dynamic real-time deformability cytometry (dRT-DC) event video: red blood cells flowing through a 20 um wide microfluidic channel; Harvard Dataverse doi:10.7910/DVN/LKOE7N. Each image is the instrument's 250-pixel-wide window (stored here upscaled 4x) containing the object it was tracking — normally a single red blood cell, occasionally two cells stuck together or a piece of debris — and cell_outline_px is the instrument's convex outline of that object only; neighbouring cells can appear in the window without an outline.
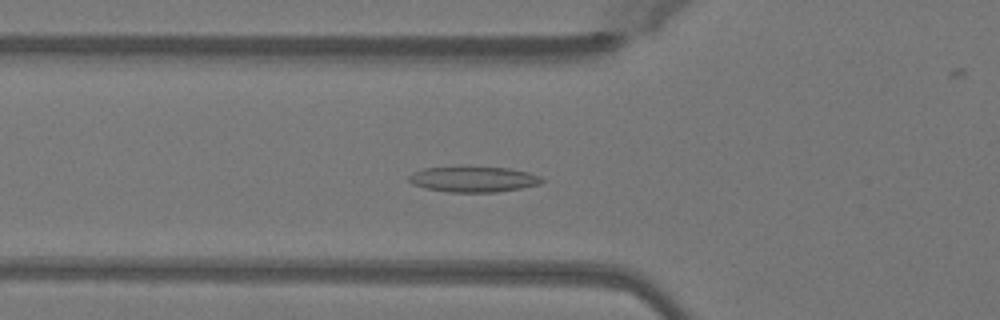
{"species": "Egyptian fruit bat (a non-hibernating species)", "species_latin": "Rousettus aegyptiacus", "temperature_condition": "warm", "stored_images_in_passage": 50, "camera_frame_rate_fps": 3000, "um_per_image_px": 0.085, "animal": {"sex": "female"}, "frame": {"image": 1, "passage_image": 18, "time_ms": 5.667, "image_size_px": [1000, 320], "cell_outline_px": [[544, 180], [540, 184], [520, 188], [496, 192], [448, 192], [424, 188], [412, 184], [408, 180], [408, 176], [412, 172], [424, 168], [508, 168], [528, 172], [540, 176]], "centroid_in_image_um": [40.22, 15.25], "position_along_channel_um": 85.6, "area_um2": 19.48}}
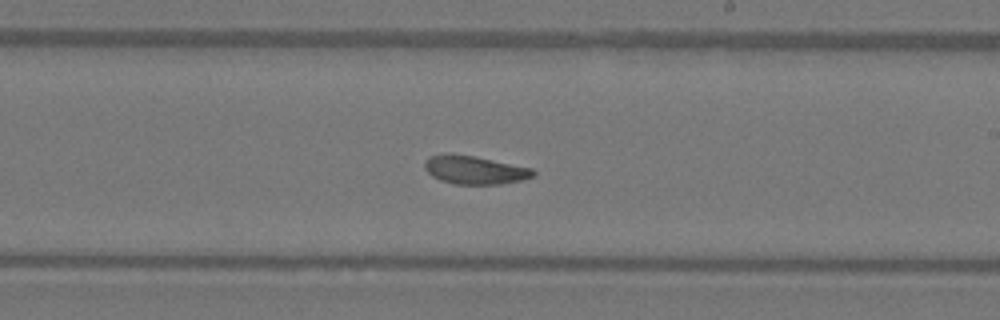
{"frame": {"image": 2, "passage_image": 30, "time_ms": 9.667, "image_size_px": [1000, 320], "cell_outline_px": [[536, 172], [532, 176], [520, 180], [500, 184], [456, 184], [440, 180], [432, 176], [424, 168], [424, 160], [428, 156], [476, 156], [532, 168]], "centroid_in_image_um": [40.36, 14.47], "position_along_channel_um": 248.6, "area_um2": 17.4}}
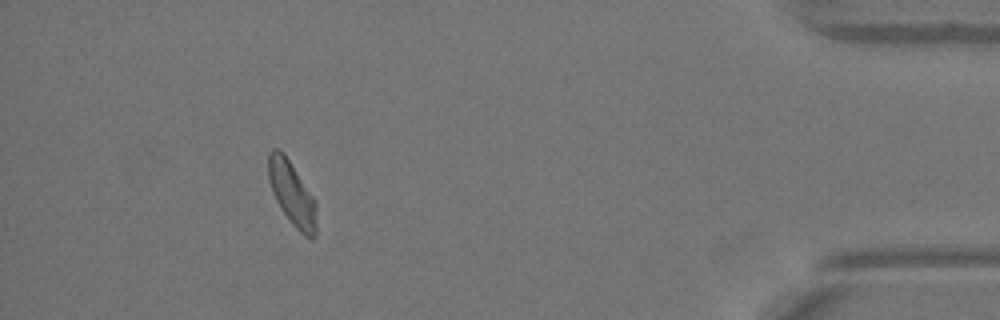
{"frame": {"image": 3, "passage_image": 46, "time_ms": 15.0, "image_size_px": [1000, 320], "cell_outline_px": [[316, 236], [312, 240], [304, 236], [292, 224], [280, 208], [272, 192], [268, 180], [268, 152], [272, 148], [280, 148], [284, 152], [316, 200]], "centroid_in_image_um": [24.82, 16.44], "position_along_channel_um": 410.4, "area_um2": 18.32}, "authors_computed_cell_mechanics": {"area_um2": 18.207, "velocity_mm_per_s": 4.0671, "shape_relaxation_time_tau1_ms": 9.1766, "shape_relaxation_time_tau2_ms": 2.39, "deformation_change_tau1": 0.2153, "deformation_change_tau2": 0.0657}}